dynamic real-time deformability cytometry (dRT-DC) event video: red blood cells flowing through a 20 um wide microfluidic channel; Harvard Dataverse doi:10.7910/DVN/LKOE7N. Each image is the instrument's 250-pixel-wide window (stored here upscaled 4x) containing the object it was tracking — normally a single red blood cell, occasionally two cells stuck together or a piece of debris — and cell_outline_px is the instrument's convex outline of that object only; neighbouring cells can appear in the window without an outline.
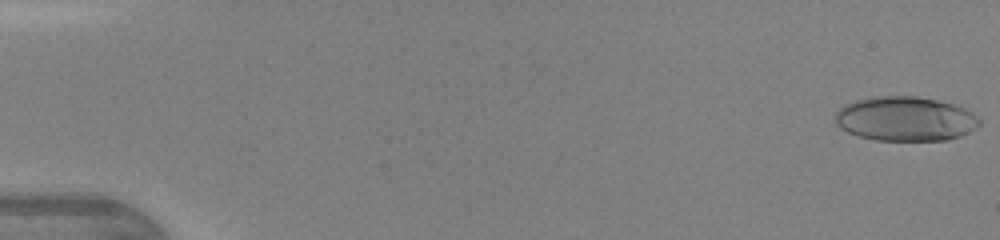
{"species": "human", "species_latin": "Homo sapiens", "temperature_condition": "warm", "stored_images_in_passage": 44, "camera_frame_rate_fps": 3000, "um_per_image_px": 0.085, "donor": {"sex": "female"}, "frame": {"image": 1, "passage_image": 1, "time_ms": 0.0, "image_size_px": [1000, 240], "cell_outline_px": [[980, 124], [976, 128], [960, 136], [948, 140], [872, 140], [856, 136], [840, 128], [836, 124], [836, 112], [844, 104], [856, 100], [884, 96], [916, 96], [940, 100], [964, 108], [972, 112], [980, 120]], "centroid_in_image_um": [76.95, 10.11], "position_along_channel_um": 8.1, "area_um2": 37.4}}
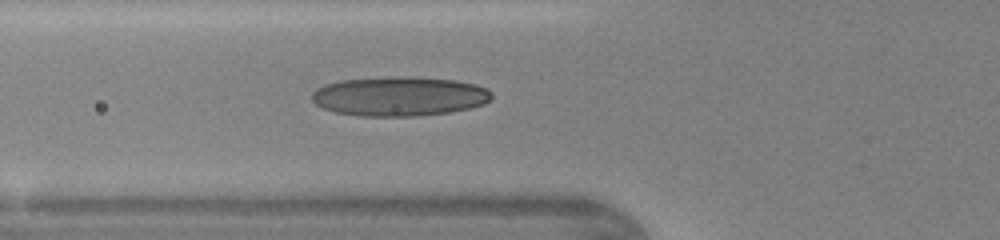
{"frame": {"image": 2, "passage_image": 16, "time_ms": 5.0, "image_size_px": [1000, 240], "cell_outline_px": [[492, 100], [484, 104], [468, 108], [448, 112], [416, 116], [360, 116], [336, 112], [324, 108], [316, 104], [312, 100], [312, 92], [316, 88], [324, 84], [340, 80], [452, 80], [476, 84], [492, 92]], "centroid_in_image_um": [33.93, 8.25], "position_along_channel_um": 91.9, "area_um2": 39.54}}
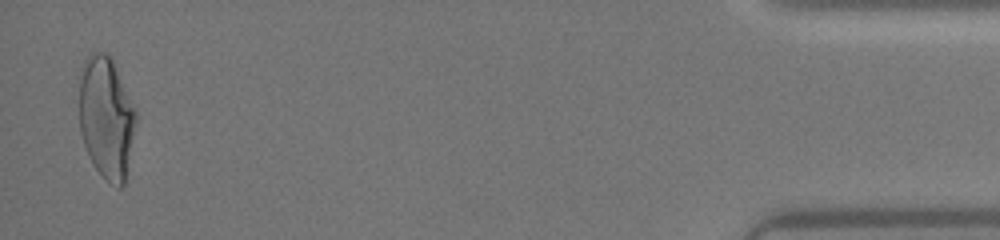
{"frame": {"image": 3, "passage_image": 43, "time_ms": 14.0, "image_size_px": [1000, 240], "cell_outline_px": [[136, 120], [124, 184], [120, 188], [116, 188], [104, 180], [96, 168], [84, 144], [80, 132], [76, 76], [84, 60], [92, 52], [104, 52], [112, 56], [136, 108]], "centroid_in_image_um": [8.99, 9.9], "position_along_channel_um": 426.2, "area_um2": 41.5}}